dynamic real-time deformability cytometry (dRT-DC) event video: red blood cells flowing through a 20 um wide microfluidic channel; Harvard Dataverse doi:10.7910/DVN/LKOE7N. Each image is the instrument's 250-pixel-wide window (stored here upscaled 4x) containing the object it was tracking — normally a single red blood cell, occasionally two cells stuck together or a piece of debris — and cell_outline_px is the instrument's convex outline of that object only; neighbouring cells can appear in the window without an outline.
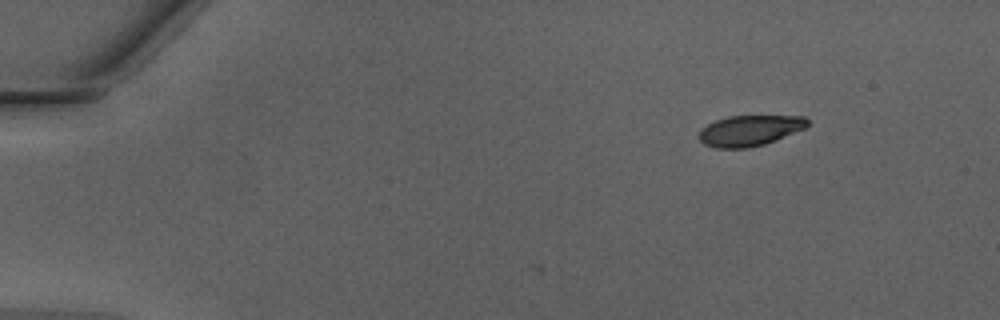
{"species": "Egyptian fruit bat (a non-hibernating species)", "species_latin": "Rousettus aegyptiacus", "temperature_condition": "warm", "stored_images_in_passage": 6, "camera_frame_rate_fps": 3000, "um_per_image_px": 0.085, "animal": {"sex": "male"}, "frame": {"image": 1, "passage_image": 1, "time_ms": 0.0, "image_size_px": [1000, 320], "cell_outline_px": [[808, 124], [804, 128], [764, 144], [748, 148], [716, 148], [704, 144], [700, 140], [700, 128], [716, 120], [728, 116], [804, 116], [808, 120]], "centroid_in_image_um": [63.69, 11.09], "position_along_channel_um": 21.3, "area_um2": 19.13}}